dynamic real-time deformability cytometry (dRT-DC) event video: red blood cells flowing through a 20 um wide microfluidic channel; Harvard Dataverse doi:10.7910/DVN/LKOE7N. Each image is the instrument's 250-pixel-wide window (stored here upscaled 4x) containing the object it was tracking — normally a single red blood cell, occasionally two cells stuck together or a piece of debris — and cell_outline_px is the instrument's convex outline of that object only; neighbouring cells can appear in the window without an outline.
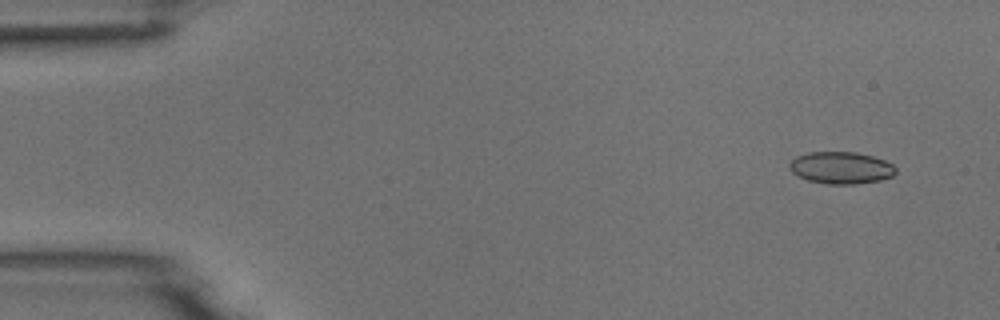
{"species": "common noctule bat (a hibernating species)", "species_latin": "Nyctalus noctula", "temperature_condition": "room temperature", "stored_images_in_passage": 4, "camera_frame_rate_fps": 3000, "um_per_image_px": 0.085, "animal": {"sex": "male", "body_mass_g": 18.8}, "frame": {"image": 1, "passage_image": 1, "time_ms": 0.0, "image_size_px": [1000, 320], "cell_outline_px": [[896, 172], [892, 176], [880, 180], [856, 184], [828, 184], [808, 180], [792, 172], [788, 168], [788, 164], [796, 156], [808, 152], [856, 152], [872, 156], [884, 160], [892, 164], [896, 168]], "centroid_in_image_um": [71.48, 14.26], "position_along_channel_um": 13.5, "area_um2": 19.83}}
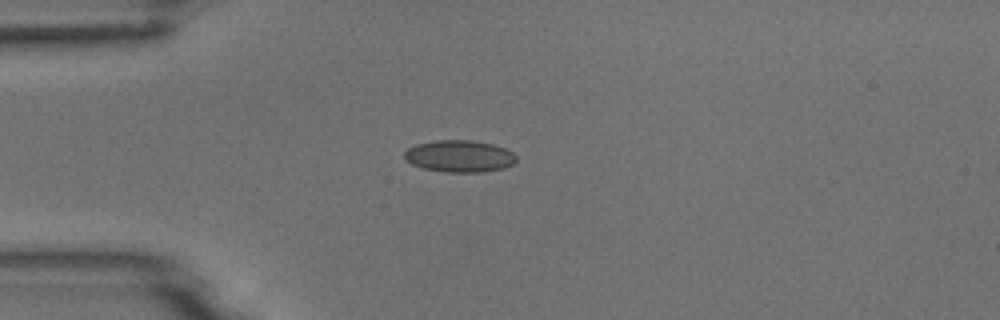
{"frame": {"image": 2, "passage_image": 4, "time_ms": 3.333, "image_size_px": [1000, 320], "cell_outline_px": [[516, 160], [512, 164], [504, 168], [480, 172], [444, 172], [424, 168], [412, 164], [404, 160], [404, 152], [408, 148], [416, 144], [436, 140], [472, 140], [492, 144], [504, 148], [512, 152], [516, 156]], "centroid_in_image_um": [39.03, 13.27], "position_along_channel_um": 46.0, "area_um2": 20.81}}